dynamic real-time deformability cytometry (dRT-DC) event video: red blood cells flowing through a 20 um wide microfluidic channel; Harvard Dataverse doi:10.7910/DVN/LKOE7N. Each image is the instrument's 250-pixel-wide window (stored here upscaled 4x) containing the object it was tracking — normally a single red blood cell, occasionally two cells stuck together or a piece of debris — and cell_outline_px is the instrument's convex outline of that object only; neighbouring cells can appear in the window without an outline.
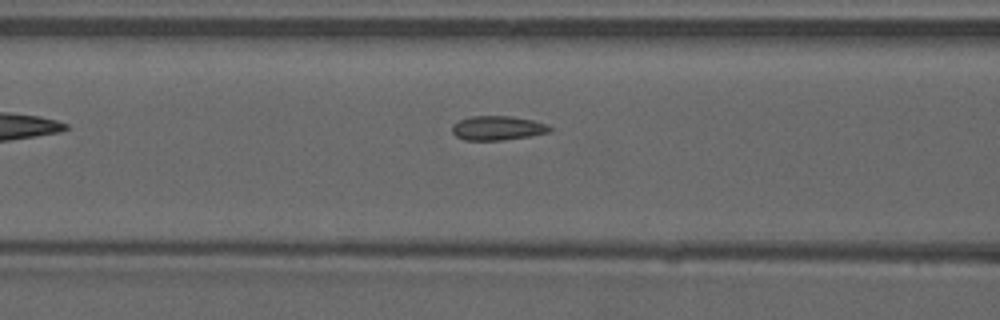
{"species": "common noctule bat (a hibernating species)", "species_latin": "Nyctalus noctula", "temperature_condition": "warm", "stored_images_in_passage": 7, "camera_frame_rate_fps": 3000, "um_per_image_px": 0.085, "animal": {"sex": "male", "forearm_length_mm": 52.5}, "frame": {"image": 1, "passage_image": 5, "time_ms": 1.333, "image_size_px": [1000, 320], "cell_outline_px": [[552, 128], [548, 132], [528, 136], [504, 140], [464, 140], [456, 136], [452, 132], [452, 124], [460, 120], [472, 116], [512, 116], [532, 120], [548, 124]], "centroid_in_image_um": [42.28, 10.88], "position_along_channel_um": 124.3, "area_um2": 13.76}}